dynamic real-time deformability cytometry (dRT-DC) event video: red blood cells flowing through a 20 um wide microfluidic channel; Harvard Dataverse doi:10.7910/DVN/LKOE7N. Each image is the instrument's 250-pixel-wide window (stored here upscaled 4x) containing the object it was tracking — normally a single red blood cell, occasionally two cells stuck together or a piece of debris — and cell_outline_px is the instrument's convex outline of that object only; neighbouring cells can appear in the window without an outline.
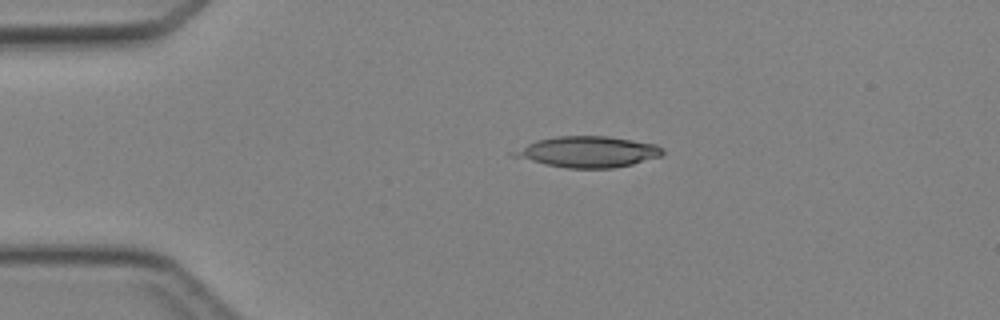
{"species": "Egyptian fruit bat (a non-hibernating species)", "species_latin": "Rousettus aegyptiacus", "temperature_condition": "cold", "stored_images_in_passage": 3, "camera_frame_rate_fps": 3000, "um_per_image_px": 0.085, "animal": {"sex": "female"}, "frame": {"image": 1, "passage_image": 2, "time_ms": 2.0, "image_size_px": [1000, 320], "cell_outline_px": [[664, 152], [660, 156], [632, 164], [612, 168], [568, 168], [544, 164], [508, 156], [508, 152], [536, 140], [556, 136], [608, 136], [656, 144], [664, 148]], "centroid_in_image_um": [49.9, 12.9], "position_along_channel_um": 35.1, "area_um2": 27.05}}